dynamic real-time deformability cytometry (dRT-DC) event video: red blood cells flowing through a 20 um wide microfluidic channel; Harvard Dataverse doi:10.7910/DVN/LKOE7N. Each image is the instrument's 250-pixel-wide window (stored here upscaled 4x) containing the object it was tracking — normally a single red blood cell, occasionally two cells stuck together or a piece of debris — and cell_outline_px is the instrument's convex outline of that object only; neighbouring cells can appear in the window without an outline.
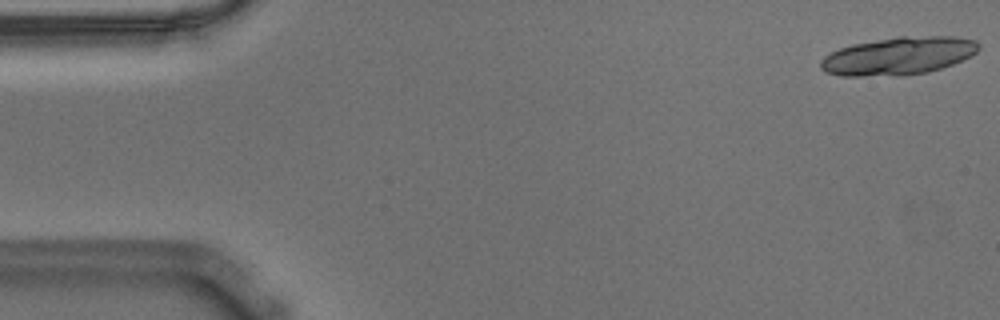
{"species": "Egyptian fruit bat (a non-hibernating species)", "species_latin": "Rousettus aegyptiacus", "temperature_condition": "warm", "stored_images_in_passage": 9, "camera_frame_rate_fps": 3000, "um_per_image_px": 0.085, "animal": {"sex": "male"}, "frame": {"image": 1, "passage_image": 1, "time_ms": 0.0, "image_size_px": [1000, 320], "cell_outline_px": [[980, 48], [972, 56], [952, 64], [928, 72], [904, 76], [840, 76], [824, 72], [820, 68], [820, 60], [824, 56], [840, 48], [852, 44], [900, 36], [956, 36], [976, 40], [980, 44]], "centroid_in_image_um": [76.38, 4.76], "position_along_channel_um": 8.6, "area_um2": 35.2}}